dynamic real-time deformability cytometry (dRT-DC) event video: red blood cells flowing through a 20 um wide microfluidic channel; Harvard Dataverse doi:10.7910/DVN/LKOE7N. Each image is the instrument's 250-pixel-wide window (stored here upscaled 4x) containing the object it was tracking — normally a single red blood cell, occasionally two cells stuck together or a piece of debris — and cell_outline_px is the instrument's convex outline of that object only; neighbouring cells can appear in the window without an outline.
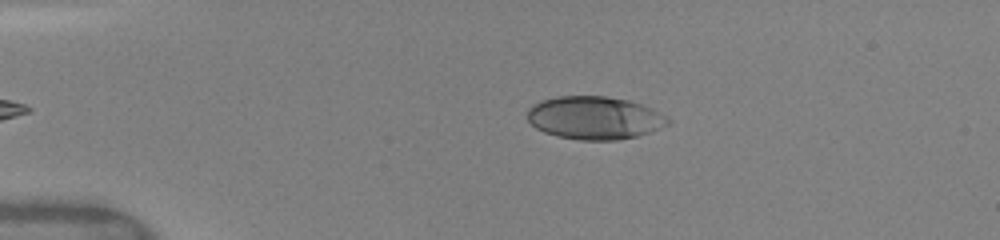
{"species": "human", "species_latin": "Homo sapiens", "temperature_condition": "warm", "stored_images_in_passage": 37, "camera_frame_rate_fps": 3000, "um_per_image_px": 0.085, "donor": {"sex": "female"}, "frame": {"image": 1, "passage_image": 2, "time_ms": 0.667, "image_size_px": [1000, 240], "cell_outline_px": [[672, 120], [668, 124], [648, 132], [636, 136], [616, 140], [580, 140], [556, 136], [544, 132], [536, 128], [528, 120], [528, 108], [532, 104], [540, 100], [560, 96], [604, 96], [628, 100], [652, 108]], "centroid_in_image_um": [50.51, 10.01], "position_along_channel_um": 34.5, "area_um2": 35.08}}
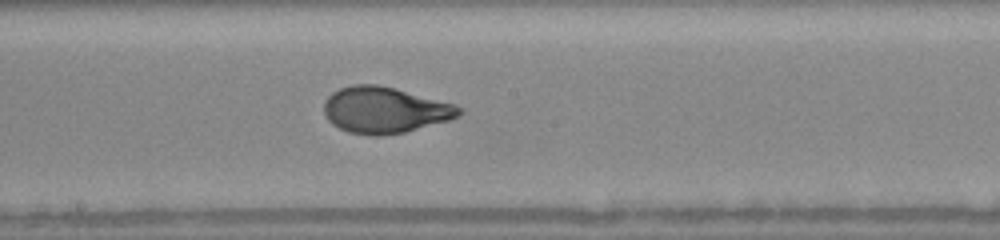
{"frame": {"image": 2, "passage_image": 20, "time_ms": 6.333, "image_size_px": [1000, 240], "cell_outline_px": [[464, 112], [460, 116], [448, 120], [404, 132], [380, 136], [372, 136], [348, 132], [332, 124], [328, 120], [324, 112], [324, 100], [332, 92], [340, 88], [352, 84], [376, 84], [396, 88], [456, 104], [464, 108]], "centroid_in_image_um": [32.72, 9.34], "position_along_channel_um": 215.5, "area_um2": 36.65}}
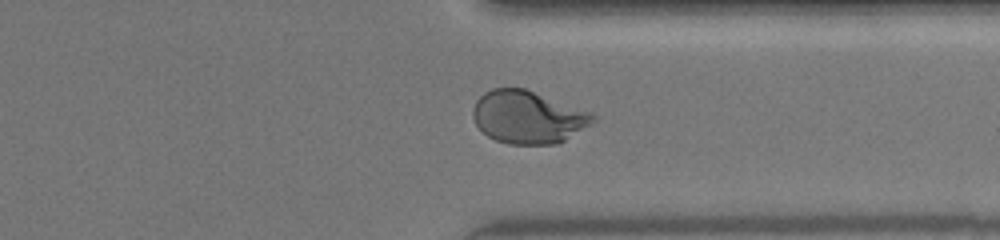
{"frame": {"image": 3, "passage_image": 32, "time_ms": 10.0, "image_size_px": [1000, 240], "cell_outline_px": [[596, 120], [564, 140], [556, 144], [508, 144], [496, 140], [488, 136], [476, 124], [472, 116], [472, 108], [476, 100], [484, 92], [492, 88], [524, 88], [592, 112], [596, 116]], "centroid_in_image_um": [44.85, 9.94], "position_along_channel_um": 366.5, "area_um2": 36.7}, "authors_computed_cell_mechanics": {"area_um2": 36.125, "velocity_mm_per_s": 4.13, "shape_relaxation_time_tau1_ms": 3.9502, "shape_relaxation_time_tau2_ms": null, "deformation_change_tau1": 0.2111, "deformation_change_tau2": null}}